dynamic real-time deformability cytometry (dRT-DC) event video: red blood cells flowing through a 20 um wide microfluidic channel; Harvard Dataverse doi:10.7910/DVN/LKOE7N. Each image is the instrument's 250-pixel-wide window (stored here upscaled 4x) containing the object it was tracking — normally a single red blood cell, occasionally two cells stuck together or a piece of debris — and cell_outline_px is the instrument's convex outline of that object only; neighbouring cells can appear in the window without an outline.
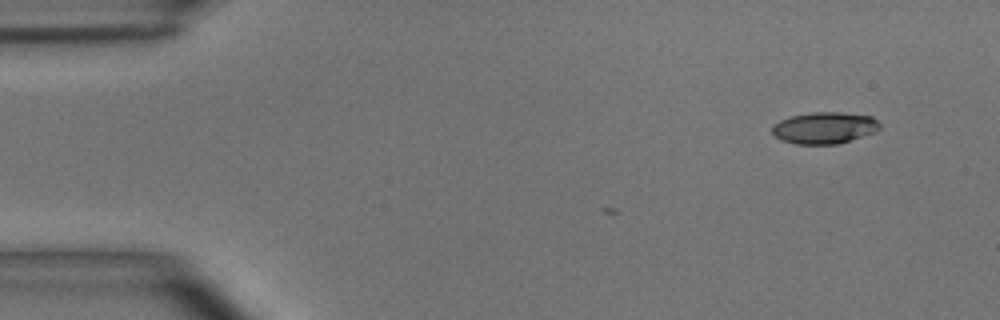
{"species": "common noctule bat (a hibernating species)", "species_latin": "Nyctalus noctula", "temperature_condition": "room temperature", "stored_images_in_passage": 2, "camera_frame_rate_fps": 3000, "um_per_image_px": 0.085, "animal": {"sex": "male", "body_mass_g": 15.6}, "frame": {"image": 1, "passage_image": 1, "time_ms": 0.0, "image_size_px": [1000, 320], "cell_outline_px": [[880, 128], [876, 132], [836, 144], [796, 144], [780, 140], [772, 132], [772, 124], [780, 120], [792, 116], [812, 112], [836, 112], [872, 116], [880, 124]], "centroid_in_image_um": [70.06, 10.87], "position_along_channel_um": 14.9, "area_um2": 19.77}}